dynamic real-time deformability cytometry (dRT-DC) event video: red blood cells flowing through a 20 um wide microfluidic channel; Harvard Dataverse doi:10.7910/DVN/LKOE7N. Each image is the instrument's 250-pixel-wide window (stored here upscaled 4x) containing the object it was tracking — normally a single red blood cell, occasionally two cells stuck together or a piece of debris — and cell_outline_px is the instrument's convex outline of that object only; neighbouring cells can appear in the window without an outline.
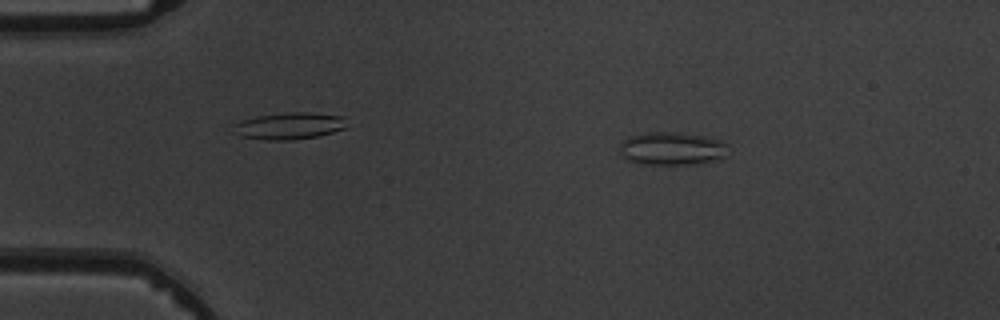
{"species": "common noctule bat (a hibernating species)", "species_latin": "Nyctalus noctula", "temperature_condition": "warm", "stored_images_in_passage": 4, "camera_frame_rate_fps": 3000, "um_per_image_px": 0.085, "animal": {"sex": "male", "body_mass_g": 19.5, "forearm_length_mm": 54.6}, "frame": {"image": 1, "passage_image": 2, "time_ms": 1.333, "image_size_px": [1000, 320], "cell_outline_px": [[728, 144], [724, 156], [720, 160], [692, 164], [644, 164], [628, 160], [620, 152], [620, 144], [628, 136], [648, 132], [680, 132], [704, 136], [724, 140]], "centroid_in_image_um": [57.15, 12.61], "position_along_channel_um": 27.9, "area_um2": 21.04}}
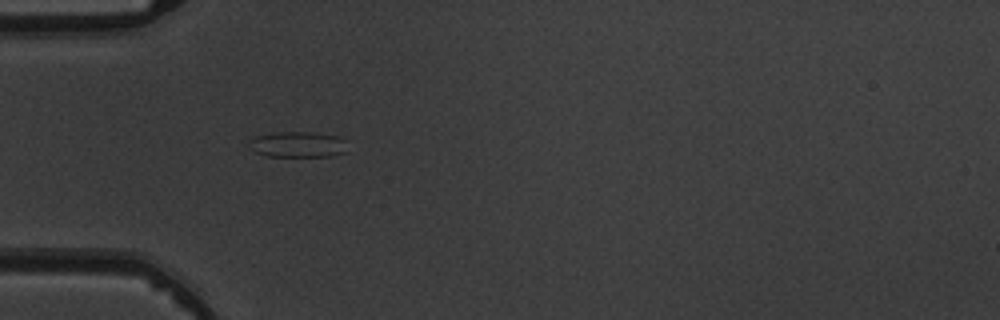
{"frame": {"image": 2, "passage_image": 4, "time_ms": 3.667, "image_size_px": [1000, 320], "cell_outline_px": [[348, 152], [332, 156], [268, 156], [252, 152], [248, 144], [248, 140], [256, 136], [276, 132], [316, 132], [340, 136], [344, 140]], "centroid_in_image_um": [25.32, 12.28], "position_along_channel_um": 59.7, "area_um2": 15.09}}